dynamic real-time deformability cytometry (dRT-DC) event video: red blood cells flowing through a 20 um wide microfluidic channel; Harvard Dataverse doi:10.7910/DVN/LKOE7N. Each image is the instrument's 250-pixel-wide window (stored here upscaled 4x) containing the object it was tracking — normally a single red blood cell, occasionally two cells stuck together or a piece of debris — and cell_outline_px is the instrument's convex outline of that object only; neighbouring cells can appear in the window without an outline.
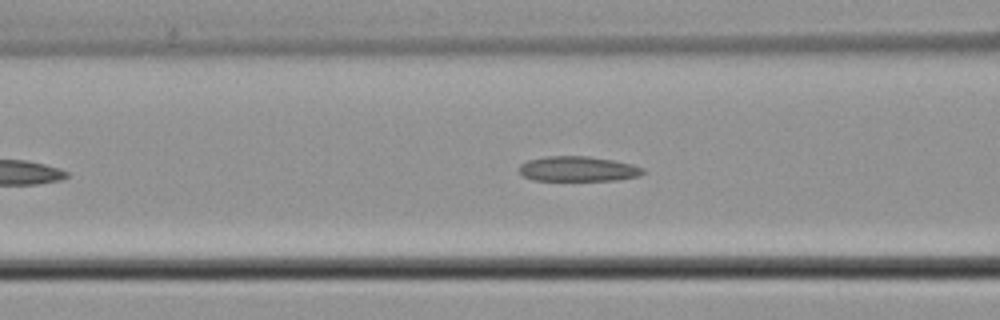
{"species": "common noctule bat (a hibernating species)", "species_latin": "Nyctalus noctula", "temperature_condition": "cold", "stored_images_in_passage": 43, "camera_frame_rate_fps": 3000, "um_per_image_px": 0.085, "animal": {"sex": "male", "body_mass_g": 21.5, "forearm_length_mm": 52.0}, "frame": {"image": 1, "passage_image": 13, "time_ms": 4.0, "image_size_px": [1000, 320], "cell_outline_px": [[644, 172], [640, 176], [616, 180], [532, 180], [524, 176], [520, 172], [520, 164], [528, 160], [544, 156], [588, 156], [612, 160], [632, 164], [644, 168]], "centroid_in_image_um": [49.13, 14.35], "position_along_channel_um": 117.5, "area_um2": 18.03}}
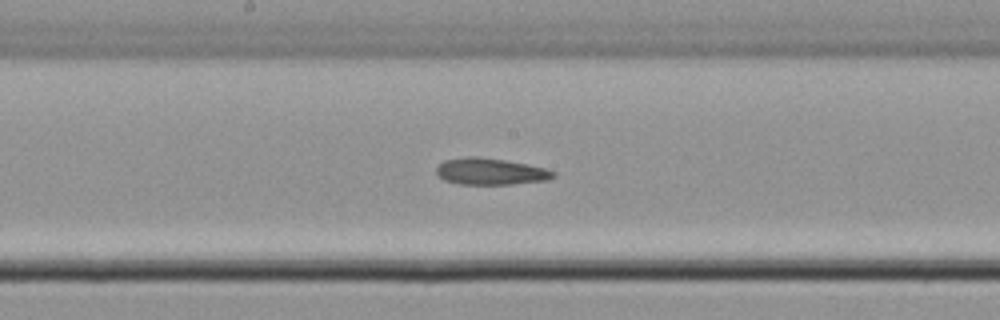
{"frame": {"image": 2, "passage_image": 20, "time_ms": 6.333, "image_size_px": [1000, 320], "cell_outline_px": [[556, 176], [548, 180], [512, 184], [460, 184], [444, 180], [436, 172], [436, 168], [444, 160], [464, 156], [480, 156], [528, 164], [544, 168], [556, 172]], "centroid_in_image_um": [41.7, 14.57], "position_along_channel_um": 206.5, "area_um2": 18.21}}
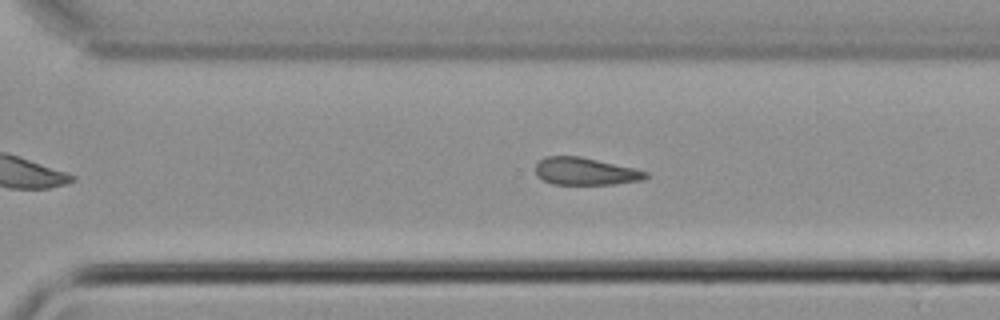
{"frame": {"image": 3, "passage_image": 29, "time_ms": 9.333, "image_size_px": [1000, 320], "cell_outline_px": [[648, 176], [644, 180], [612, 184], [552, 184], [536, 176], [536, 164], [544, 156], [580, 156], [632, 168], [648, 172]], "centroid_in_image_um": [49.73, 14.56], "position_along_channel_um": 320.9, "area_um2": 17.46}, "authors_computed_cell_mechanics": {"area_um2": 18.207, "velocity_mm_per_s": 3.8088, "shape_relaxation_time_tau1_ms": 5.6047, "shape_relaxation_time_tau2_ms": 5.478, "deformation_change_tau1": 0.0813, "deformation_change_tau2": 0.1367}}